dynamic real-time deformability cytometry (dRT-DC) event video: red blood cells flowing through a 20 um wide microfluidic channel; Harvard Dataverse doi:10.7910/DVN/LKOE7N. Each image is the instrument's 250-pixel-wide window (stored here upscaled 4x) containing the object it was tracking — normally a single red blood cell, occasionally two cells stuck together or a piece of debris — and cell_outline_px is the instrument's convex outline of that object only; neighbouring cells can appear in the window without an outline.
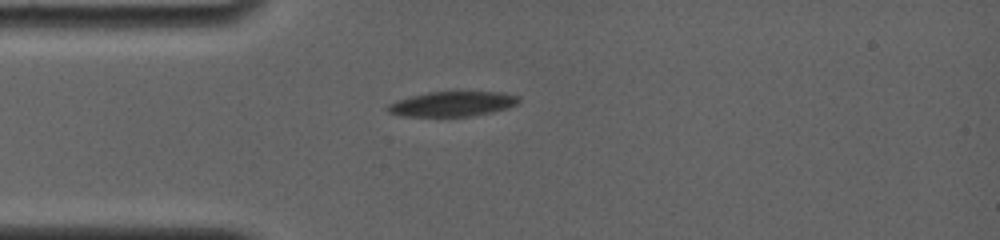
{"species": "common noctule bat (a hibernating species)", "species_latin": "Nyctalus noctula", "temperature_condition": "room temperature", "stored_images_in_passage": 9, "camera_frame_rate_fps": 4000, "um_per_image_px": 0.085, "animal": {"sex": "female", "body_mass_g": 19.0, "forearm_length_mm": 56.7}, "frame": {"image": 1, "passage_image": 1, "time_ms": 0.0, "image_size_px": [1000, 240], "cell_outline_px": [[520, 100], [516, 104], [508, 108], [492, 112], [464, 116], [404, 116], [388, 112], [388, 104], [412, 96], [428, 92], [500, 92], [520, 96]], "centroid_in_image_um": [38.5, 8.83], "position_along_channel_um": 46.5, "area_um2": 18.67}}
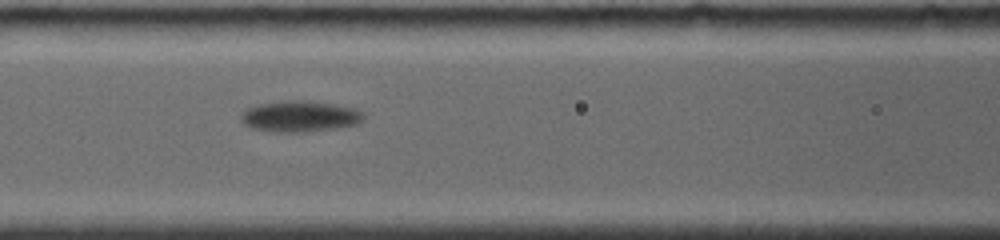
{"frame": {"image": 2, "passage_image": 6, "time_ms": 3.0, "image_size_px": [1000, 240], "cell_outline_px": [[364, 116], [356, 124], [332, 128], [304, 132], [276, 132], [252, 128], [244, 124], [244, 112], [248, 108], [260, 104], [288, 100], [304, 100], [332, 104], [356, 108]], "centroid_in_image_um": [25.5, 9.88], "position_along_channel_um": 141.1, "area_um2": 21.56}}
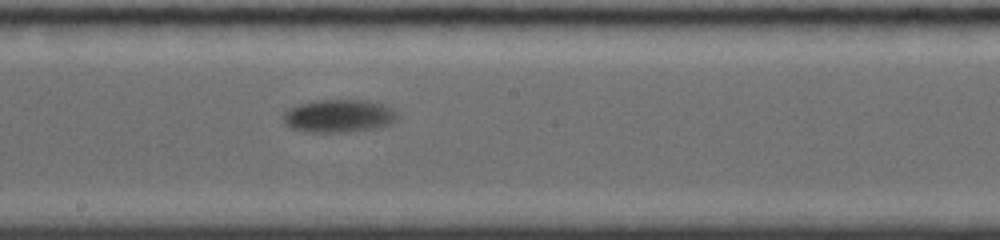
{"frame": {"image": 3, "passage_image": 9, "time_ms": 5.25, "image_size_px": [1000, 240], "cell_outline_px": [[396, 120], [388, 124], [368, 128], [340, 132], [308, 132], [292, 128], [284, 124], [284, 112], [296, 104], [316, 100], [364, 100], [384, 104], [392, 108], [396, 112]], "centroid_in_image_um": [28.74, 9.83], "position_along_channel_um": 219.5, "area_um2": 21.56}}